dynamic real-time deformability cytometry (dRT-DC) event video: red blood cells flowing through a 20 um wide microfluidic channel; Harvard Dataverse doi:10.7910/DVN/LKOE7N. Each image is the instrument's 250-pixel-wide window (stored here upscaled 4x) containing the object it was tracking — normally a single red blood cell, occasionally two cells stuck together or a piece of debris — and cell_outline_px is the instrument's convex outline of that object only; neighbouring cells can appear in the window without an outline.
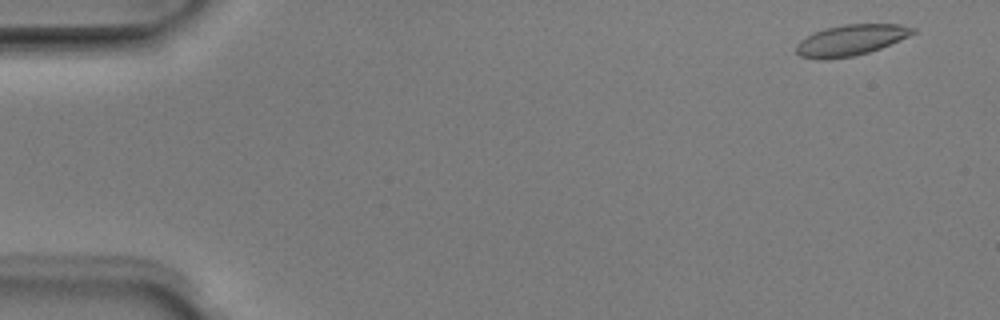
{"species": "Egyptian fruit bat (a non-hibernating species)", "species_latin": "Rousettus aegyptiacus", "temperature_condition": "room temperature", "stored_images_in_passage": 5, "camera_frame_rate_fps": 3000, "um_per_image_px": 0.085, "animal": {"sex": "male"}, "frame": {"image": 1, "passage_image": 1, "time_ms": 0.0, "image_size_px": [1000, 320], "cell_outline_px": [[916, 32], [900, 40], [880, 48], [868, 52], [852, 56], [828, 60], [820, 60], [800, 56], [796, 52], [796, 44], [800, 40], [824, 28], [844, 24], [900, 24], [916, 28]], "centroid_in_image_um": [72.31, 3.41], "position_along_channel_um": 12.7, "area_um2": 20.98}}
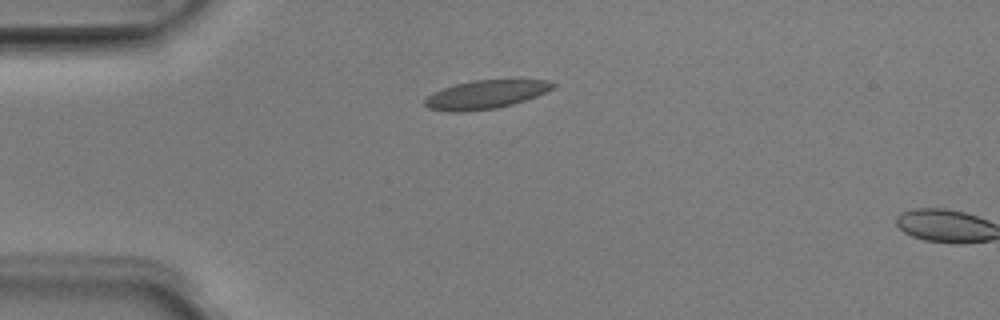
{"frame": {"image": 2, "passage_image": 4, "time_ms": 1.0, "image_size_px": [1000, 320], "cell_outline_px": [[556, 84], [552, 88], [536, 96], [512, 104], [496, 108], [460, 112], [448, 112], [428, 108], [424, 104], [424, 100], [432, 92], [456, 84], [472, 80], [548, 80]], "centroid_in_image_um": [41.23, 8.04], "position_along_channel_um": 43.8, "area_um2": 21.04}}